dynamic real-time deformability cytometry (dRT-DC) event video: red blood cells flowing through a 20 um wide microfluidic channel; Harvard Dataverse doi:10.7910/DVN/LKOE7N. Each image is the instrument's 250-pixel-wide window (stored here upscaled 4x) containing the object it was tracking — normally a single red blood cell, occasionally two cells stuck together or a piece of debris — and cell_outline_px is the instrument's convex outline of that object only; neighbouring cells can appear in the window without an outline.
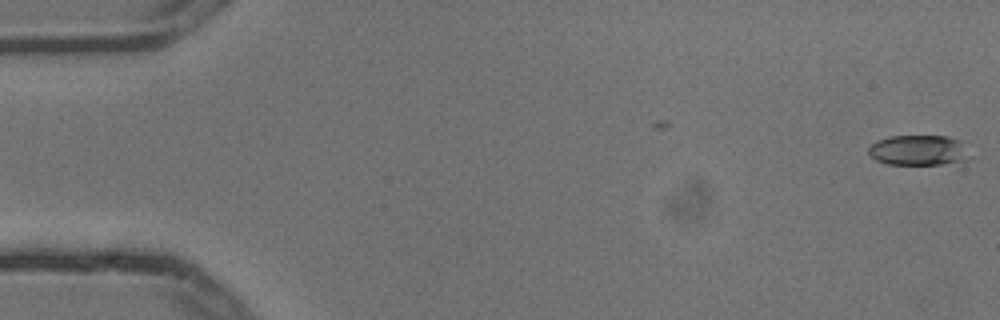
{"species": "common noctule bat (a hibernating species)", "species_latin": "Nyctalus noctula", "temperature_condition": "cold", "stored_images_in_passage": 4, "camera_frame_rate_fps": 3000, "um_per_image_px": 0.085, "animal": {"sex": "male", "body_mass_g": 13.3}, "frame": {"image": 1, "passage_image": 1, "time_ms": 0.0, "image_size_px": [1000, 320], "cell_outline_px": [[964, 160], [940, 164], [888, 164], [876, 160], [868, 152], [868, 148], [876, 140], [892, 136], [948, 136], [960, 140], [964, 156]], "centroid_in_image_um": [77.95, 12.75], "position_along_channel_um": 7.0, "area_um2": 17.22}}